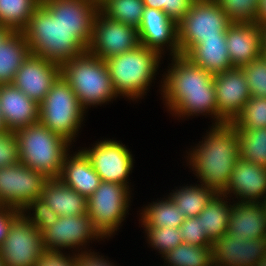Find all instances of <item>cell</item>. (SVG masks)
Returning a JSON list of instances; mask_svg holds the SVG:
<instances>
[{
    "instance_id": "obj_28",
    "label": "cell",
    "mask_w": 266,
    "mask_h": 266,
    "mask_svg": "<svg viewBox=\"0 0 266 266\" xmlns=\"http://www.w3.org/2000/svg\"><path fill=\"white\" fill-rule=\"evenodd\" d=\"M219 196L221 197V193H217L198 215L201 218L203 231L212 242L227 232L233 208V206L228 207Z\"/></svg>"
},
{
    "instance_id": "obj_22",
    "label": "cell",
    "mask_w": 266,
    "mask_h": 266,
    "mask_svg": "<svg viewBox=\"0 0 266 266\" xmlns=\"http://www.w3.org/2000/svg\"><path fill=\"white\" fill-rule=\"evenodd\" d=\"M243 202L233 205L227 232L234 238H266V209L263 203Z\"/></svg>"
},
{
    "instance_id": "obj_9",
    "label": "cell",
    "mask_w": 266,
    "mask_h": 266,
    "mask_svg": "<svg viewBox=\"0 0 266 266\" xmlns=\"http://www.w3.org/2000/svg\"><path fill=\"white\" fill-rule=\"evenodd\" d=\"M20 211L11 221L0 247L3 266H36L47 251L42 233Z\"/></svg>"
},
{
    "instance_id": "obj_49",
    "label": "cell",
    "mask_w": 266,
    "mask_h": 266,
    "mask_svg": "<svg viewBox=\"0 0 266 266\" xmlns=\"http://www.w3.org/2000/svg\"><path fill=\"white\" fill-rule=\"evenodd\" d=\"M262 51L266 54V25H262Z\"/></svg>"
},
{
    "instance_id": "obj_54",
    "label": "cell",
    "mask_w": 266,
    "mask_h": 266,
    "mask_svg": "<svg viewBox=\"0 0 266 266\" xmlns=\"http://www.w3.org/2000/svg\"><path fill=\"white\" fill-rule=\"evenodd\" d=\"M93 1H96L97 3H100V2L103 1V0H93Z\"/></svg>"
},
{
    "instance_id": "obj_21",
    "label": "cell",
    "mask_w": 266,
    "mask_h": 266,
    "mask_svg": "<svg viewBox=\"0 0 266 266\" xmlns=\"http://www.w3.org/2000/svg\"><path fill=\"white\" fill-rule=\"evenodd\" d=\"M0 111L11 132L39 122V104L12 84L0 85Z\"/></svg>"
},
{
    "instance_id": "obj_5",
    "label": "cell",
    "mask_w": 266,
    "mask_h": 266,
    "mask_svg": "<svg viewBox=\"0 0 266 266\" xmlns=\"http://www.w3.org/2000/svg\"><path fill=\"white\" fill-rule=\"evenodd\" d=\"M61 75L84 109L87 105L105 103L117 96L105 60L88 51L64 62Z\"/></svg>"
},
{
    "instance_id": "obj_34",
    "label": "cell",
    "mask_w": 266,
    "mask_h": 266,
    "mask_svg": "<svg viewBox=\"0 0 266 266\" xmlns=\"http://www.w3.org/2000/svg\"><path fill=\"white\" fill-rule=\"evenodd\" d=\"M164 256L171 266H214L212 246L182 243Z\"/></svg>"
},
{
    "instance_id": "obj_38",
    "label": "cell",
    "mask_w": 266,
    "mask_h": 266,
    "mask_svg": "<svg viewBox=\"0 0 266 266\" xmlns=\"http://www.w3.org/2000/svg\"><path fill=\"white\" fill-rule=\"evenodd\" d=\"M150 243L166 255L169 251L183 243L179 228H146Z\"/></svg>"
},
{
    "instance_id": "obj_46",
    "label": "cell",
    "mask_w": 266,
    "mask_h": 266,
    "mask_svg": "<svg viewBox=\"0 0 266 266\" xmlns=\"http://www.w3.org/2000/svg\"><path fill=\"white\" fill-rule=\"evenodd\" d=\"M257 23L266 25V0H260L258 7Z\"/></svg>"
},
{
    "instance_id": "obj_30",
    "label": "cell",
    "mask_w": 266,
    "mask_h": 266,
    "mask_svg": "<svg viewBox=\"0 0 266 266\" xmlns=\"http://www.w3.org/2000/svg\"><path fill=\"white\" fill-rule=\"evenodd\" d=\"M216 194L214 189L205 185L201 188L187 186L173 193L171 199L186 218L197 217Z\"/></svg>"
},
{
    "instance_id": "obj_51",
    "label": "cell",
    "mask_w": 266,
    "mask_h": 266,
    "mask_svg": "<svg viewBox=\"0 0 266 266\" xmlns=\"http://www.w3.org/2000/svg\"><path fill=\"white\" fill-rule=\"evenodd\" d=\"M256 266H266V254Z\"/></svg>"
},
{
    "instance_id": "obj_35",
    "label": "cell",
    "mask_w": 266,
    "mask_h": 266,
    "mask_svg": "<svg viewBox=\"0 0 266 266\" xmlns=\"http://www.w3.org/2000/svg\"><path fill=\"white\" fill-rule=\"evenodd\" d=\"M231 124L235 129L266 128V98L251 96Z\"/></svg>"
},
{
    "instance_id": "obj_3",
    "label": "cell",
    "mask_w": 266,
    "mask_h": 266,
    "mask_svg": "<svg viewBox=\"0 0 266 266\" xmlns=\"http://www.w3.org/2000/svg\"><path fill=\"white\" fill-rule=\"evenodd\" d=\"M30 54L62 65L87 51L69 28L40 4L22 30Z\"/></svg>"
},
{
    "instance_id": "obj_26",
    "label": "cell",
    "mask_w": 266,
    "mask_h": 266,
    "mask_svg": "<svg viewBox=\"0 0 266 266\" xmlns=\"http://www.w3.org/2000/svg\"><path fill=\"white\" fill-rule=\"evenodd\" d=\"M193 64L215 75L232 69L226 38L204 39L186 55Z\"/></svg>"
},
{
    "instance_id": "obj_50",
    "label": "cell",
    "mask_w": 266,
    "mask_h": 266,
    "mask_svg": "<svg viewBox=\"0 0 266 266\" xmlns=\"http://www.w3.org/2000/svg\"><path fill=\"white\" fill-rule=\"evenodd\" d=\"M8 131L5 127V122L2 116V112L0 111V133Z\"/></svg>"
},
{
    "instance_id": "obj_44",
    "label": "cell",
    "mask_w": 266,
    "mask_h": 266,
    "mask_svg": "<svg viewBox=\"0 0 266 266\" xmlns=\"http://www.w3.org/2000/svg\"><path fill=\"white\" fill-rule=\"evenodd\" d=\"M19 212L17 209L6 205L0 206V247L6 237L9 224Z\"/></svg>"
},
{
    "instance_id": "obj_37",
    "label": "cell",
    "mask_w": 266,
    "mask_h": 266,
    "mask_svg": "<svg viewBox=\"0 0 266 266\" xmlns=\"http://www.w3.org/2000/svg\"><path fill=\"white\" fill-rule=\"evenodd\" d=\"M240 68L246 77L250 95L266 98V57L261 55Z\"/></svg>"
},
{
    "instance_id": "obj_14",
    "label": "cell",
    "mask_w": 266,
    "mask_h": 266,
    "mask_svg": "<svg viewBox=\"0 0 266 266\" xmlns=\"http://www.w3.org/2000/svg\"><path fill=\"white\" fill-rule=\"evenodd\" d=\"M218 122L231 123L251 98L246 77L241 68L234 67L214 75Z\"/></svg>"
},
{
    "instance_id": "obj_47",
    "label": "cell",
    "mask_w": 266,
    "mask_h": 266,
    "mask_svg": "<svg viewBox=\"0 0 266 266\" xmlns=\"http://www.w3.org/2000/svg\"><path fill=\"white\" fill-rule=\"evenodd\" d=\"M143 3L145 7L163 10L166 0H143Z\"/></svg>"
},
{
    "instance_id": "obj_11",
    "label": "cell",
    "mask_w": 266,
    "mask_h": 266,
    "mask_svg": "<svg viewBox=\"0 0 266 266\" xmlns=\"http://www.w3.org/2000/svg\"><path fill=\"white\" fill-rule=\"evenodd\" d=\"M48 178L20 162L0 168V203L22 211L39 198Z\"/></svg>"
},
{
    "instance_id": "obj_8",
    "label": "cell",
    "mask_w": 266,
    "mask_h": 266,
    "mask_svg": "<svg viewBox=\"0 0 266 266\" xmlns=\"http://www.w3.org/2000/svg\"><path fill=\"white\" fill-rule=\"evenodd\" d=\"M232 24L214 0H195L189 12L177 23L180 55H186L204 39L226 38Z\"/></svg>"
},
{
    "instance_id": "obj_41",
    "label": "cell",
    "mask_w": 266,
    "mask_h": 266,
    "mask_svg": "<svg viewBox=\"0 0 266 266\" xmlns=\"http://www.w3.org/2000/svg\"><path fill=\"white\" fill-rule=\"evenodd\" d=\"M20 162L18 140L14 132L0 133V168Z\"/></svg>"
},
{
    "instance_id": "obj_1",
    "label": "cell",
    "mask_w": 266,
    "mask_h": 266,
    "mask_svg": "<svg viewBox=\"0 0 266 266\" xmlns=\"http://www.w3.org/2000/svg\"><path fill=\"white\" fill-rule=\"evenodd\" d=\"M175 64L164 80L165 98L177 114L210 113L218 120L214 75L193 64L184 55L173 57Z\"/></svg>"
},
{
    "instance_id": "obj_12",
    "label": "cell",
    "mask_w": 266,
    "mask_h": 266,
    "mask_svg": "<svg viewBox=\"0 0 266 266\" xmlns=\"http://www.w3.org/2000/svg\"><path fill=\"white\" fill-rule=\"evenodd\" d=\"M138 45L140 43L136 27L109 19L98 12L87 49L89 53L107 60L112 56L131 51Z\"/></svg>"
},
{
    "instance_id": "obj_31",
    "label": "cell",
    "mask_w": 266,
    "mask_h": 266,
    "mask_svg": "<svg viewBox=\"0 0 266 266\" xmlns=\"http://www.w3.org/2000/svg\"><path fill=\"white\" fill-rule=\"evenodd\" d=\"M144 8L143 0H103L99 3V11L104 16L137 29L140 26Z\"/></svg>"
},
{
    "instance_id": "obj_24",
    "label": "cell",
    "mask_w": 266,
    "mask_h": 266,
    "mask_svg": "<svg viewBox=\"0 0 266 266\" xmlns=\"http://www.w3.org/2000/svg\"><path fill=\"white\" fill-rule=\"evenodd\" d=\"M40 198L60 216L87 214V198L65 185L59 178L48 179Z\"/></svg>"
},
{
    "instance_id": "obj_6",
    "label": "cell",
    "mask_w": 266,
    "mask_h": 266,
    "mask_svg": "<svg viewBox=\"0 0 266 266\" xmlns=\"http://www.w3.org/2000/svg\"><path fill=\"white\" fill-rule=\"evenodd\" d=\"M159 56L157 51L140 44L105 60L115 93L131 98L143 94L157 71Z\"/></svg>"
},
{
    "instance_id": "obj_40",
    "label": "cell",
    "mask_w": 266,
    "mask_h": 266,
    "mask_svg": "<svg viewBox=\"0 0 266 266\" xmlns=\"http://www.w3.org/2000/svg\"><path fill=\"white\" fill-rule=\"evenodd\" d=\"M34 208L35 215L28 220L42 233L45 229L52 226L59 218V216L45 203L42 198H36L30 202L24 209Z\"/></svg>"
},
{
    "instance_id": "obj_2",
    "label": "cell",
    "mask_w": 266,
    "mask_h": 266,
    "mask_svg": "<svg viewBox=\"0 0 266 266\" xmlns=\"http://www.w3.org/2000/svg\"><path fill=\"white\" fill-rule=\"evenodd\" d=\"M204 143L190 157L202 185L222 193L240 158L238 130L231 123L216 124Z\"/></svg>"
},
{
    "instance_id": "obj_15",
    "label": "cell",
    "mask_w": 266,
    "mask_h": 266,
    "mask_svg": "<svg viewBox=\"0 0 266 266\" xmlns=\"http://www.w3.org/2000/svg\"><path fill=\"white\" fill-rule=\"evenodd\" d=\"M61 75V65L29 54L18 69L12 85L40 104Z\"/></svg>"
},
{
    "instance_id": "obj_7",
    "label": "cell",
    "mask_w": 266,
    "mask_h": 266,
    "mask_svg": "<svg viewBox=\"0 0 266 266\" xmlns=\"http://www.w3.org/2000/svg\"><path fill=\"white\" fill-rule=\"evenodd\" d=\"M83 111L75 92L60 75L39 104V122L71 142L80 126Z\"/></svg>"
},
{
    "instance_id": "obj_43",
    "label": "cell",
    "mask_w": 266,
    "mask_h": 266,
    "mask_svg": "<svg viewBox=\"0 0 266 266\" xmlns=\"http://www.w3.org/2000/svg\"><path fill=\"white\" fill-rule=\"evenodd\" d=\"M36 266H77V257H64L60 252H47Z\"/></svg>"
},
{
    "instance_id": "obj_25",
    "label": "cell",
    "mask_w": 266,
    "mask_h": 266,
    "mask_svg": "<svg viewBox=\"0 0 266 266\" xmlns=\"http://www.w3.org/2000/svg\"><path fill=\"white\" fill-rule=\"evenodd\" d=\"M67 156L66 154L63 160L59 179L88 199L100 185L101 179L83 151L70 160Z\"/></svg>"
},
{
    "instance_id": "obj_48",
    "label": "cell",
    "mask_w": 266,
    "mask_h": 266,
    "mask_svg": "<svg viewBox=\"0 0 266 266\" xmlns=\"http://www.w3.org/2000/svg\"><path fill=\"white\" fill-rule=\"evenodd\" d=\"M12 32L11 29L0 26V44L5 40V38Z\"/></svg>"
},
{
    "instance_id": "obj_20",
    "label": "cell",
    "mask_w": 266,
    "mask_h": 266,
    "mask_svg": "<svg viewBox=\"0 0 266 266\" xmlns=\"http://www.w3.org/2000/svg\"><path fill=\"white\" fill-rule=\"evenodd\" d=\"M226 45L233 68L250 63L263 55L262 25L232 23L226 31Z\"/></svg>"
},
{
    "instance_id": "obj_52",
    "label": "cell",
    "mask_w": 266,
    "mask_h": 266,
    "mask_svg": "<svg viewBox=\"0 0 266 266\" xmlns=\"http://www.w3.org/2000/svg\"><path fill=\"white\" fill-rule=\"evenodd\" d=\"M266 196V195H265ZM266 198V197H265ZM264 206H265V209H266V199H264V202H263Z\"/></svg>"
},
{
    "instance_id": "obj_42",
    "label": "cell",
    "mask_w": 266,
    "mask_h": 266,
    "mask_svg": "<svg viewBox=\"0 0 266 266\" xmlns=\"http://www.w3.org/2000/svg\"><path fill=\"white\" fill-rule=\"evenodd\" d=\"M195 0H166L163 12L178 23L190 10Z\"/></svg>"
},
{
    "instance_id": "obj_39",
    "label": "cell",
    "mask_w": 266,
    "mask_h": 266,
    "mask_svg": "<svg viewBox=\"0 0 266 266\" xmlns=\"http://www.w3.org/2000/svg\"><path fill=\"white\" fill-rule=\"evenodd\" d=\"M179 229L183 243H188L197 247L212 246L213 242L203 231L201 218H199L198 216L187 217Z\"/></svg>"
},
{
    "instance_id": "obj_33",
    "label": "cell",
    "mask_w": 266,
    "mask_h": 266,
    "mask_svg": "<svg viewBox=\"0 0 266 266\" xmlns=\"http://www.w3.org/2000/svg\"><path fill=\"white\" fill-rule=\"evenodd\" d=\"M240 158L266 167V128L236 129Z\"/></svg>"
},
{
    "instance_id": "obj_13",
    "label": "cell",
    "mask_w": 266,
    "mask_h": 266,
    "mask_svg": "<svg viewBox=\"0 0 266 266\" xmlns=\"http://www.w3.org/2000/svg\"><path fill=\"white\" fill-rule=\"evenodd\" d=\"M41 4L88 49L99 3L93 0H41Z\"/></svg>"
},
{
    "instance_id": "obj_17",
    "label": "cell",
    "mask_w": 266,
    "mask_h": 266,
    "mask_svg": "<svg viewBox=\"0 0 266 266\" xmlns=\"http://www.w3.org/2000/svg\"><path fill=\"white\" fill-rule=\"evenodd\" d=\"M216 266H256L266 254V238H234L225 233L212 243Z\"/></svg>"
},
{
    "instance_id": "obj_23",
    "label": "cell",
    "mask_w": 266,
    "mask_h": 266,
    "mask_svg": "<svg viewBox=\"0 0 266 266\" xmlns=\"http://www.w3.org/2000/svg\"><path fill=\"white\" fill-rule=\"evenodd\" d=\"M230 191L244 197L246 202H256L266 193V167L239 158L233 167L229 184L221 195Z\"/></svg>"
},
{
    "instance_id": "obj_36",
    "label": "cell",
    "mask_w": 266,
    "mask_h": 266,
    "mask_svg": "<svg viewBox=\"0 0 266 266\" xmlns=\"http://www.w3.org/2000/svg\"><path fill=\"white\" fill-rule=\"evenodd\" d=\"M232 23H257L260 0H214Z\"/></svg>"
},
{
    "instance_id": "obj_4",
    "label": "cell",
    "mask_w": 266,
    "mask_h": 266,
    "mask_svg": "<svg viewBox=\"0 0 266 266\" xmlns=\"http://www.w3.org/2000/svg\"><path fill=\"white\" fill-rule=\"evenodd\" d=\"M14 133L18 140L20 163L43 173L48 179L59 178L70 142L40 122Z\"/></svg>"
},
{
    "instance_id": "obj_19",
    "label": "cell",
    "mask_w": 266,
    "mask_h": 266,
    "mask_svg": "<svg viewBox=\"0 0 266 266\" xmlns=\"http://www.w3.org/2000/svg\"><path fill=\"white\" fill-rule=\"evenodd\" d=\"M139 43L161 53V46L170 43L173 55H180L177 41V23L162 10L145 7L138 27Z\"/></svg>"
},
{
    "instance_id": "obj_45",
    "label": "cell",
    "mask_w": 266,
    "mask_h": 266,
    "mask_svg": "<svg viewBox=\"0 0 266 266\" xmlns=\"http://www.w3.org/2000/svg\"><path fill=\"white\" fill-rule=\"evenodd\" d=\"M77 266H113L102 258L95 257L91 254H79L77 256Z\"/></svg>"
},
{
    "instance_id": "obj_16",
    "label": "cell",
    "mask_w": 266,
    "mask_h": 266,
    "mask_svg": "<svg viewBox=\"0 0 266 266\" xmlns=\"http://www.w3.org/2000/svg\"><path fill=\"white\" fill-rule=\"evenodd\" d=\"M89 158L101 181L127 186V176L132 168V156L120 143L105 140L91 150L83 151Z\"/></svg>"
},
{
    "instance_id": "obj_27",
    "label": "cell",
    "mask_w": 266,
    "mask_h": 266,
    "mask_svg": "<svg viewBox=\"0 0 266 266\" xmlns=\"http://www.w3.org/2000/svg\"><path fill=\"white\" fill-rule=\"evenodd\" d=\"M29 54V46L22 31H12L0 44V85L12 84Z\"/></svg>"
},
{
    "instance_id": "obj_53",
    "label": "cell",
    "mask_w": 266,
    "mask_h": 266,
    "mask_svg": "<svg viewBox=\"0 0 266 266\" xmlns=\"http://www.w3.org/2000/svg\"><path fill=\"white\" fill-rule=\"evenodd\" d=\"M0 266H3V262L2 259L0 258Z\"/></svg>"
},
{
    "instance_id": "obj_18",
    "label": "cell",
    "mask_w": 266,
    "mask_h": 266,
    "mask_svg": "<svg viewBox=\"0 0 266 266\" xmlns=\"http://www.w3.org/2000/svg\"><path fill=\"white\" fill-rule=\"evenodd\" d=\"M95 236L101 235L93 226L88 214L60 216L52 226L42 232L43 244L47 252H60L58 247L76 245L78 247Z\"/></svg>"
},
{
    "instance_id": "obj_32",
    "label": "cell",
    "mask_w": 266,
    "mask_h": 266,
    "mask_svg": "<svg viewBox=\"0 0 266 266\" xmlns=\"http://www.w3.org/2000/svg\"><path fill=\"white\" fill-rule=\"evenodd\" d=\"M142 218L146 228H180L186 219L170 197L166 201H159L146 208Z\"/></svg>"
},
{
    "instance_id": "obj_29",
    "label": "cell",
    "mask_w": 266,
    "mask_h": 266,
    "mask_svg": "<svg viewBox=\"0 0 266 266\" xmlns=\"http://www.w3.org/2000/svg\"><path fill=\"white\" fill-rule=\"evenodd\" d=\"M41 0H0V26L22 31Z\"/></svg>"
},
{
    "instance_id": "obj_10",
    "label": "cell",
    "mask_w": 266,
    "mask_h": 266,
    "mask_svg": "<svg viewBox=\"0 0 266 266\" xmlns=\"http://www.w3.org/2000/svg\"><path fill=\"white\" fill-rule=\"evenodd\" d=\"M127 190L126 185L101 181L87 199V214L101 238L113 233L121 223L128 207Z\"/></svg>"
}]
</instances>
